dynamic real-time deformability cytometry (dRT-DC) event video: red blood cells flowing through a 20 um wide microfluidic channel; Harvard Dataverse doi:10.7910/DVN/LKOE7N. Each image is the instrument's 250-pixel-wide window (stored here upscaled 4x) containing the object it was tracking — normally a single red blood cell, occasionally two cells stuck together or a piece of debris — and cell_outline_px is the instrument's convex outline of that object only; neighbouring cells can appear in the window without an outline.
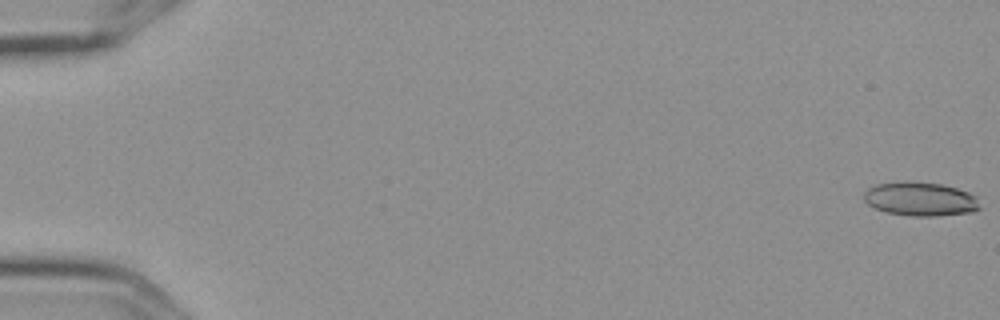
{"species": "Egyptian fruit bat (a non-hibernating species)", "species_latin": "Rousettus aegyptiacus", "temperature_condition": "cold", "stored_images_in_passage": 5, "camera_frame_rate_fps": 3000, "um_per_image_px": 0.085, "frame": {"image": 1, "passage_image": 1, "time_ms": 0.0, "image_size_px": [1000, 320], "cell_outline_px": [[980, 208], [972, 212], [940, 216], [908, 216], [884, 212], [868, 204], [864, 200], [864, 192], [868, 188], [876, 184], [940, 184], [956, 188], [968, 192], [976, 196]], "centroid_in_image_um": [78.25, 16.97], "position_along_channel_um": 6.7, "area_um2": 22.2}}
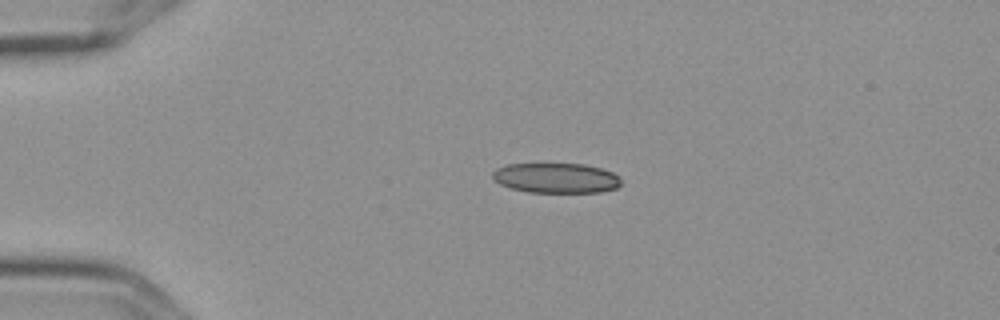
{"frame": {"image": 2, "passage_image": 4, "time_ms": 1.0, "image_size_px": [1000, 320], "cell_outline_px": [[620, 184], [616, 188], [600, 192], [528, 192], [512, 188], [500, 184], [492, 180], [492, 172], [496, 168], [508, 164], [584, 164], [600, 168], [612, 172], [620, 176]], "centroid_in_image_um": [47.25, 15.13], "position_along_channel_um": 37.8, "area_um2": 22.48}}